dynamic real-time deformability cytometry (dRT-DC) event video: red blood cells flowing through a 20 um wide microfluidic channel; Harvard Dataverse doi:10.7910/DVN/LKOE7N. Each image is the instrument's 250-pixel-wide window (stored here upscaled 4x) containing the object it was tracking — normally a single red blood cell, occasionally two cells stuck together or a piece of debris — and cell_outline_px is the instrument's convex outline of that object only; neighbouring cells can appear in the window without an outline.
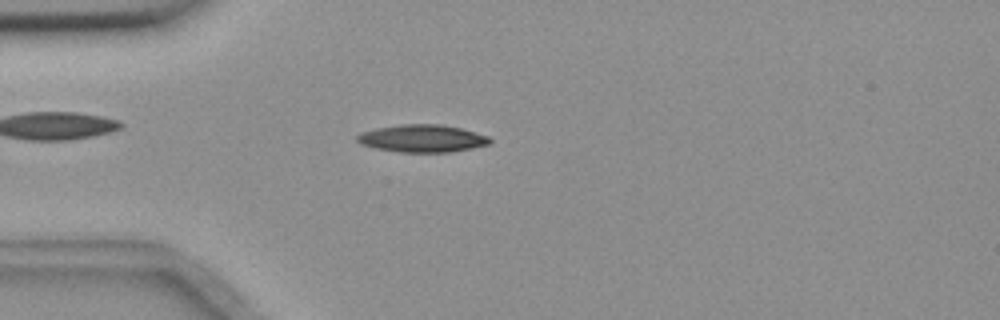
{"species": "common noctule bat (a hibernating species)", "species_latin": "Nyctalus noctula", "temperature_condition": "room temperature", "stored_images_in_passage": 5, "camera_frame_rate_fps": 3000, "um_per_image_px": 0.085, "animal": {"sex": "female", "body_mass_g": 18.4}, "frame": {"image": 1, "passage_image": 4, "time_ms": 1.0, "image_size_px": [1000, 320], "cell_outline_px": [[492, 144], [452, 152], [400, 152], [376, 148], [360, 144], [356, 140], [356, 136], [360, 132], [376, 128], [400, 124], [440, 124], [460, 128], [488, 136], [492, 140]], "centroid_in_image_um": [35.89, 11.77], "position_along_channel_um": 49.1, "area_um2": 21.39}}